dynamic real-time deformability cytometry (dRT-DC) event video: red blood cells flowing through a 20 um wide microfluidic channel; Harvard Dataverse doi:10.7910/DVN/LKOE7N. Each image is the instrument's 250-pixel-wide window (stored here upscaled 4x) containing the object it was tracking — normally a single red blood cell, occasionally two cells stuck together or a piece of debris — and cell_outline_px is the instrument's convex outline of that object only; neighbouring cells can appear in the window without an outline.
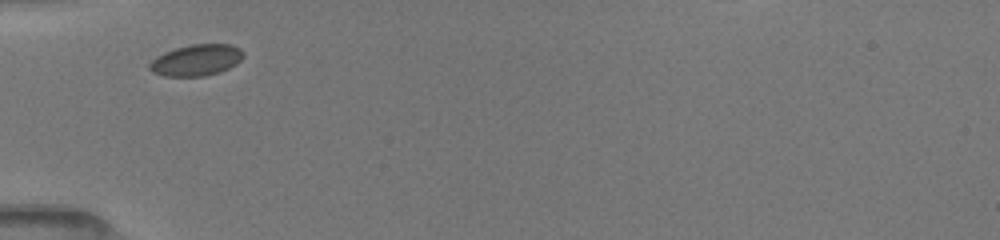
{"species": "common noctule bat (a hibernating species)", "species_latin": "Nyctalus noctula", "temperature_condition": "room temperature", "stored_images_in_passage": 3, "camera_frame_rate_fps": 3000, "um_per_image_px": 0.085, "animal": {"sex": "female", "body_mass_g": 19.5, "forearm_length_mm": 54.1}, "frame": {"image": 1, "passage_image": 1, "time_ms": 0.0, "image_size_px": [1000, 240], "cell_outline_px": [[244, 56], [236, 64], [220, 72], [204, 76], [164, 76], [152, 72], [148, 68], [148, 64], [156, 56], [164, 52], [176, 48], [192, 44], [232, 44], [240, 48], [244, 52]], "centroid_in_image_um": [16.69, 5.11], "position_along_channel_um": 68.3, "area_um2": 17.22}}
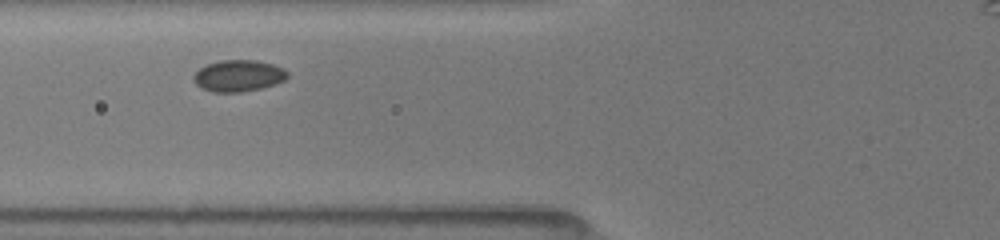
{"frame": {"image": 2, "passage_image": 2, "time_ms": 1.0, "image_size_px": [1000, 240], "cell_outline_px": [[288, 76], [284, 80], [260, 88], [240, 92], [212, 92], [200, 88], [192, 80], [192, 76], [200, 68], [208, 64], [220, 60], [256, 60], [272, 64], [284, 68], [288, 72]], "centroid_in_image_um": [20.23, 6.44], "position_along_channel_um": 105.6, "area_um2": 17.22}}